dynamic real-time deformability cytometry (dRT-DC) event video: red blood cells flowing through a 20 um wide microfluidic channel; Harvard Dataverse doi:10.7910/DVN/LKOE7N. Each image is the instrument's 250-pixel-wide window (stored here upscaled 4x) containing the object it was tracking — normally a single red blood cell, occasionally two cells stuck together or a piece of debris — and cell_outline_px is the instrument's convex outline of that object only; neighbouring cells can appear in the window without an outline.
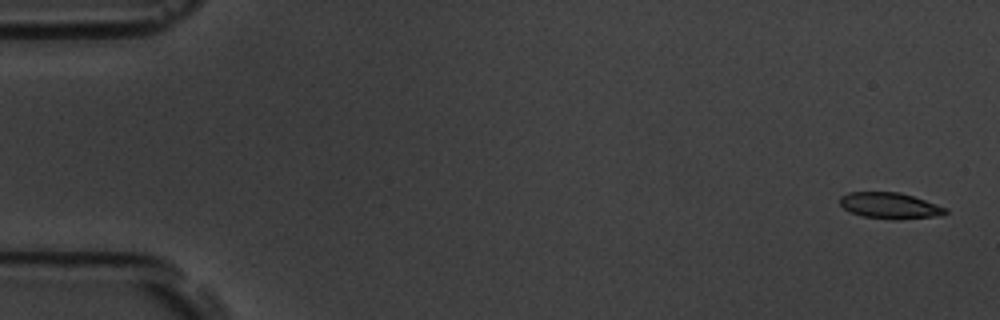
{"species": "common noctule bat (a hibernating species)", "species_latin": "Nyctalus noctula", "temperature_condition": "room temperature", "stored_images_in_passage": 5, "camera_frame_rate_fps": 3000, "um_per_image_px": 0.085, "animal": {"sex": "male", "body_mass_g": 19.5, "forearm_length_mm": 54.6}, "frame": {"image": 1, "passage_image": 1, "time_ms": 0.0, "image_size_px": [1000, 320], "cell_outline_px": [[948, 212], [944, 216], [896, 220], [892, 220], [864, 216], [852, 212], [844, 208], [840, 204], [840, 196], [848, 192], [900, 192], [948, 208]], "centroid_in_image_um": [75.69, 17.49], "position_along_channel_um": 9.3, "area_um2": 16.18}}